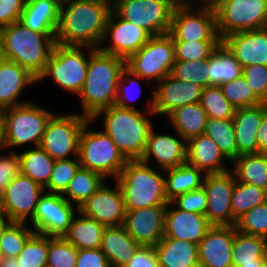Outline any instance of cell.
Instances as JSON below:
<instances>
[{
    "instance_id": "cell-1",
    "label": "cell",
    "mask_w": 267,
    "mask_h": 267,
    "mask_svg": "<svg viewBox=\"0 0 267 267\" xmlns=\"http://www.w3.org/2000/svg\"><path fill=\"white\" fill-rule=\"evenodd\" d=\"M111 12L110 7L95 0L62 1L56 43L98 49Z\"/></svg>"
},
{
    "instance_id": "cell-2",
    "label": "cell",
    "mask_w": 267,
    "mask_h": 267,
    "mask_svg": "<svg viewBox=\"0 0 267 267\" xmlns=\"http://www.w3.org/2000/svg\"><path fill=\"white\" fill-rule=\"evenodd\" d=\"M90 52L87 74L81 92L83 115L92 118L102 109L115 104L118 80L125 59L87 46Z\"/></svg>"
},
{
    "instance_id": "cell-3",
    "label": "cell",
    "mask_w": 267,
    "mask_h": 267,
    "mask_svg": "<svg viewBox=\"0 0 267 267\" xmlns=\"http://www.w3.org/2000/svg\"><path fill=\"white\" fill-rule=\"evenodd\" d=\"M0 30L5 60L18 63L38 79L56 44V33H38L19 21Z\"/></svg>"
},
{
    "instance_id": "cell-4",
    "label": "cell",
    "mask_w": 267,
    "mask_h": 267,
    "mask_svg": "<svg viewBox=\"0 0 267 267\" xmlns=\"http://www.w3.org/2000/svg\"><path fill=\"white\" fill-rule=\"evenodd\" d=\"M104 113V133L109 135L127 160H141L144 155L152 122L146 113L137 109H123L116 105L97 112L93 121Z\"/></svg>"
},
{
    "instance_id": "cell-5",
    "label": "cell",
    "mask_w": 267,
    "mask_h": 267,
    "mask_svg": "<svg viewBox=\"0 0 267 267\" xmlns=\"http://www.w3.org/2000/svg\"><path fill=\"white\" fill-rule=\"evenodd\" d=\"M115 181L123 192L126 210L169 203L165 178L141 160H128Z\"/></svg>"
},
{
    "instance_id": "cell-6",
    "label": "cell",
    "mask_w": 267,
    "mask_h": 267,
    "mask_svg": "<svg viewBox=\"0 0 267 267\" xmlns=\"http://www.w3.org/2000/svg\"><path fill=\"white\" fill-rule=\"evenodd\" d=\"M190 0H181L175 7L169 34L173 41H222L217 31L216 13L210 1L195 10Z\"/></svg>"
},
{
    "instance_id": "cell-7",
    "label": "cell",
    "mask_w": 267,
    "mask_h": 267,
    "mask_svg": "<svg viewBox=\"0 0 267 267\" xmlns=\"http://www.w3.org/2000/svg\"><path fill=\"white\" fill-rule=\"evenodd\" d=\"M90 122L92 121L85 124L80 135V165L101 174L104 178L114 176L116 179L128 160L109 135L103 131L88 130Z\"/></svg>"
},
{
    "instance_id": "cell-8",
    "label": "cell",
    "mask_w": 267,
    "mask_h": 267,
    "mask_svg": "<svg viewBox=\"0 0 267 267\" xmlns=\"http://www.w3.org/2000/svg\"><path fill=\"white\" fill-rule=\"evenodd\" d=\"M53 114L32 102L0 111L5 126L7 148L30 142H33L35 147L39 146Z\"/></svg>"
},
{
    "instance_id": "cell-9",
    "label": "cell",
    "mask_w": 267,
    "mask_h": 267,
    "mask_svg": "<svg viewBox=\"0 0 267 267\" xmlns=\"http://www.w3.org/2000/svg\"><path fill=\"white\" fill-rule=\"evenodd\" d=\"M220 38L267 27V0H211Z\"/></svg>"
},
{
    "instance_id": "cell-10",
    "label": "cell",
    "mask_w": 267,
    "mask_h": 267,
    "mask_svg": "<svg viewBox=\"0 0 267 267\" xmlns=\"http://www.w3.org/2000/svg\"><path fill=\"white\" fill-rule=\"evenodd\" d=\"M175 59L174 41L169 33L151 36L148 42L125 60L133 74L157 83L172 73Z\"/></svg>"
},
{
    "instance_id": "cell-11",
    "label": "cell",
    "mask_w": 267,
    "mask_h": 267,
    "mask_svg": "<svg viewBox=\"0 0 267 267\" xmlns=\"http://www.w3.org/2000/svg\"><path fill=\"white\" fill-rule=\"evenodd\" d=\"M87 46H65L55 44L44 72L37 81L52 77L57 85L79 94L84 85L90 53L84 56L81 49Z\"/></svg>"
},
{
    "instance_id": "cell-12",
    "label": "cell",
    "mask_w": 267,
    "mask_h": 267,
    "mask_svg": "<svg viewBox=\"0 0 267 267\" xmlns=\"http://www.w3.org/2000/svg\"><path fill=\"white\" fill-rule=\"evenodd\" d=\"M181 0H120L112 9L120 18L143 28L150 36L167 34Z\"/></svg>"
},
{
    "instance_id": "cell-13",
    "label": "cell",
    "mask_w": 267,
    "mask_h": 267,
    "mask_svg": "<svg viewBox=\"0 0 267 267\" xmlns=\"http://www.w3.org/2000/svg\"><path fill=\"white\" fill-rule=\"evenodd\" d=\"M91 119L82 114H53L45 128L39 146L55 161L70 159V154L79 156L81 132Z\"/></svg>"
},
{
    "instance_id": "cell-14",
    "label": "cell",
    "mask_w": 267,
    "mask_h": 267,
    "mask_svg": "<svg viewBox=\"0 0 267 267\" xmlns=\"http://www.w3.org/2000/svg\"><path fill=\"white\" fill-rule=\"evenodd\" d=\"M75 215L73 204L62 194L46 192L40 196L30 222L35 233L48 237H64Z\"/></svg>"
},
{
    "instance_id": "cell-15",
    "label": "cell",
    "mask_w": 267,
    "mask_h": 267,
    "mask_svg": "<svg viewBox=\"0 0 267 267\" xmlns=\"http://www.w3.org/2000/svg\"><path fill=\"white\" fill-rule=\"evenodd\" d=\"M146 115H169L174 110L200 102L203 87L176 78L172 73L157 83Z\"/></svg>"
},
{
    "instance_id": "cell-16",
    "label": "cell",
    "mask_w": 267,
    "mask_h": 267,
    "mask_svg": "<svg viewBox=\"0 0 267 267\" xmlns=\"http://www.w3.org/2000/svg\"><path fill=\"white\" fill-rule=\"evenodd\" d=\"M235 176L228 170L221 173L204 174L203 188L207 196L205 216L211 225L235 226L231 210L232 191Z\"/></svg>"
},
{
    "instance_id": "cell-17",
    "label": "cell",
    "mask_w": 267,
    "mask_h": 267,
    "mask_svg": "<svg viewBox=\"0 0 267 267\" xmlns=\"http://www.w3.org/2000/svg\"><path fill=\"white\" fill-rule=\"evenodd\" d=\"M44 188L31 178L16 176L1 195L2 210L13 222H26L33 218Z\"/></svg>"
},
{
    "instance_id": "cell-18",
    "label": "cell",
    "mask_w": 267,
    "mask_h": 267,
    "mask_svg": "<svg viewBox=\"0 0 267 267\" xmlns=\"http://www.w3.org/2000/svg\"><path fill=\"white\" fill-rule=\"evenodd\" d=\"M107 36L111 37L112 43L109 46H103V41ZM150 37L143 28L120 18L112 10L107 21L102 43L98 49L103 53L119 56L126 60L130 55L138 52Z\"/></svg>"
},
{
    "instance_id": "cell-19",
    "label": "cell",
    "mask_w": 267,
    "mask_h": 267,
    "mask_svg": "<svg viewBox=\"0 0 267 267\" xmlns=\"http://www.w3.org/2000/svg\"><path fill=\"white\" fill-rule=\"evenodd\" d=\"M115 189L105 186L99 189L79 208L84 216L97 220L106 227L122 226L125 221L126 208L124 195L120 185L116 182Z\"/></svg>"
},
{
    "instance_id": "cell-20",
    "label": "cell",
    "mask_w": 267,
    "mask_h": 267,
    "mask_svg": "<svg viewBox=\"0 0 267 267\" xmlns=\"http://www.w3.org/2000/svg\"><path fill=\"white\" fill-rule=\"evenodd\" d=\"M167 205L126 210L123 226L128 234L142 246H155L164 236Z\"/></svg>"
},
{
    "instance_id": "cell-21",
    "label": "cell",
    "mask_w": 267,
    "mask_h": 267,
    "mask_svg": "<svg viewBox=\"0 0 267 267\" xmlns=\"http://www.w3.org/2000/svg\"><path fill=\"white\" fill-rule=\"evenodd\" d=\"M235 226L212 225L198 243L199 267H233Z\"/></svg>"
},
{
    "instance_id": "cell-22",
    "label": "cell",
    "mask_w": 267,
    "mask_h": 267,
    "mask_svg": "<svg viewBox=\"0 0 267 267\" xmlns=\"http://www.w3.org/2000/svg\"><path fill=\"white\" fill-rule=\"evenodd\" d=\"M222 44L242 68L250 65L267 66V28L229 34L222 38Z\"/></svg>"
},
{
    "instance_id": "cell-23",
    "label": "cell",
    "mask_w": 267,
    "mask_h": 267,
    "mask_svg": "<svg viewBox=\"0 0 267 267\" xmlns=\"http://www.w3.org/2000/svg\"><path fill=\"white\" fill-rule=\"evenodd\" d=\"M167 204L165 213L164 237L186 240L198 244L212 226L205 215L188 212L177 207L169 210Z\"/></svg>"
},
{
    "instance_id": "cell-24",
    "label": "cell",
    "mask_w": 267,
    "mask_h": 267,
    "mask_svg": "<svg viewBox=\"0 0 267 267\" xmlns=\"http://www.w3.org/2000/svg\"><path fill=\"white\" fill-rule=\"evenodd\" d=\"M180 138L182 140L171 135L154 133L152 128L141 161L149 164L151 157H154L162 172L186 163L187 141Z\"/></svg>"
},
{
    "instance_id": "cell-25",
    "label": "cell",
    "mask_w": 267,
    "mask_h": 267,
    "mask_svg": "<svg viewBox=\"0 0 267 267\" xmlns=\"http://www.w3.org/2000/svg\"><path fill=\"white\" fill-rule=\"evenodd\" d=\"M267 103L256 106L238 108L233 117L238 157L245 154H257V132L260 127Z\"/></svg>"
},
{
    "instance_id": "cell-26",
    "label": "cell",
    "mask_w": 267,
    "mask_h": 267,
    "mask_svg": "<svg viewBox=\"0 0 267 267\" xmlns=\"http://www.w3.org/2000/svg\"><path fill=\"white\" fill-rule=\"evenodd\" d=\"M37 78L18 63L4 60L0 63V111L20 106L29 101H19L23 89L33 85Z\"/></svg>"
},
{
    "instance_id": "cell-27",
    "label": "cell",
    "mask_w": 267,
    "mask_h": 267,
    "mask_svg": "<svg viewBox=\"0 0 267 267\" xmlns=\"http://www.w3.org/2000/svg\"><path fill=\"white\" fill-rule=\"evenodd\" d=\"M228 159L213 139L201 134L187 141V163L206 173L228 171L224 161Z\"/></svg>"
},
{
    "instance_id": "cell-28",
    "label": "cell",
    "mask_w": 267,
    "mask_h": 267,
    "mask_svg": "<svg viewBox=\"0 0 267 267\" xmlns=\"http://www.w3.org/2000/svg\"><path fill=\"white\" fill-rule=\"evenodd\" d=\"M60 0H29L19 22L38 33H56L60 17Z\"/></svg>"
},
{
    "instance_id": "cell-29",
    "label": "cell",
    "mask_w": 267,
    "mask_h": 267,
    "mask_svg": "<svg viewBox=\"0 0 267 267\" xmlns=\"http://www.w3.org/2000/svg\"><path fill=\"white\" fill-rule=\"evenodd\" d=\"M154 248L160 267H199L198 244L163 236Z\"/></svg>"
},
{
    "instance_id": "cell-30",
    "label": "cell",
    "mask_w": 267,
    "mask_h": 267,
    "mask_svg": "<svg viewBox=\"0 0 267 267\" xmlns=\"http://www.w3.org/2000/svg\"><path fill=\"white\" fill-rule=\"evenodd\" d=\"M139 246L122 225L104 229L100 249L111 267H124Z\"/></svg>"
},
{
    "instance_id": "cell-31",
    "label": "cell",
    "mask_w": 267,
    "mask_h": 267,
    "mask_svg": "<svg viewBox=\"0 0 267 267\" xmlns=\"http://www.w3.org/2000/svg\"><path fill=\"white\" fill-rule=\"evenodd\" d=\"M207 86H220L242 75V66L229 50L221 43L207 59L204 70Z\"/></svg>"
},
{
    "instance_id": "cell-32",
    "label": "cell",
    "mask_w": 267,
    "mask_h": 267,
    "mask_svg": "<svg viewBox=\"0 0 267 267\" xmlns=\"http://www.w3.org/2000/svg\"><path fill=\"white\" fill-rule=\"evenodd\" d=\"M167 117L170 120L167 124L171 123L177 135L186 141L203 134L208 119L207 113L199 102L182 106Z\"/></svg>"
},
{
    "instance_id": "cell-33",
    "label": "cell",
    "mask_w": 267,
    "mask_h": 267,
    "mask_svg": "<svg viewBox=\"0 0 267 267\" xmlns=\"http://www.w3.org/2000/svg\"><path fill=\"white\" fill-rule=\"evenodd\" d=\"M167 173L165 178V193L168 202L186 192L202 187L204 172L189 163L164 170ZM203 173V177L202 174Z\"/></svg>"
},
{
    "instance_id": "cell-34",
    "label": "cell",
    "mask_w": 267,
    "mask_h": 267,
    "mask_svg": "<svg viewBox=\"0 0 267 267\" xmlns=\"http://www.w3.org/2000/svg\"><path fill=\"white\" fill-rule=\"evenodd\" d=\"M77 212L81 217L74 216L64 238L78 250L100 248L106 226L95 219L84 216L79 211Z\"/></svg>"
},
{
    "instance_id": "cell-35",
    "label": "cell",
    "mask_w": 267,
    "mask_h": 267,
    "mask_svg": "<svg viewBox=\"0 0 267 267\" xmlns=\"http://www.w3.org/2000/svg\"><path fill=\"white\" fill-rule=\"evenodd\" d=\"M231 163L237 181L267 190V154L240 155Z\"/></svg>"
},
{
    "instance_id": "cell-36",
    "label": "cell",
    "mask_w": 267,
    "mask_h": 267,
    "mask_svg": "<svg viewBox=\"0 0 267 267\" xmlns=\"http://www.w3.org/2000/svg\"><path fill=\"white\" fill-rule=\"evenodd\" d=\"M21 174L45 188L48 185L55 160L40 146L18 153Z\"/></svg>"
},
{
    "instance_id": "cell-37",
    "label": "cell",
    "mask_w": 267,
    "mask_h": 267,
    "mask_svg": "<svg viewBox=\"0 0 267 267\" xmlns=\"http://www.w3.org/2000/svg\"><path fill=\"white\" fill-rule=\"evenodd\" d=\"M104 179L101 174L80 166L62 195L69 203L74 202L78 211V208L104 183Z\"/></svg>"
},
{
    "instance_id": "cell-38",
    "label": "cell",
    "mask_w": 267,
    "mask_h": 267,
    "mask_svg": "<svg viewBox=\"0 0 267 267\" xmlns=\"http://www.w3.org/2000/svg\"><path fill=\"white\" fill-rule=\"evenodd\" d=\"M204 134L213 139L229 163L238 157L233 119L208 118Z\"/></svg>"
},
{
    "instance_id": "cell-39",
    "label": "cell",
    "mask_w": 267,
    "mask_h": 267,
    "mask_svg": "<svg viewBox=\"0 0 267 267\" xmlns=\"http://www.w3.org/2000/svg\"><path fill=\"white\" fill-rule=\"evenodd\" d=\"M266 201L267 190L235 180L231 199V210L235 220Z\"/></svg>"
},
{
    "instance_id": "cell-40",
    "label": "cell",
    "mask_w": 267,
    "mask_h": 267,
    "mask_svg": "<svg viewBox=\"0 0 267 267\" xmlns=\"http://www.w3.org/2000/svg\"><path fill=\"white\" fill-rule=\"evenodd\" d=\"M263 243L264 237L247 235L236 230L232 248L233 267L262 260Z\"/></svg>"
},
{
    "instance_id": "cell-41",
    "label": "cell",
    "mask_w": 267,
    "mask_h": 267,
    "mask_svg": "<svg viewBox=\"0 0 267 267\" xmlns=\"http://www.w3.org/2000/svg\"><path fill=\"white\" fill-rule=\"evenodd\" d=\"M200 105L207 113L208 118L233 119L236 109L223 95L220 86L203 88Z\"/></svg>"
},
{
    "instance_id": "cell-42",
    "label": "cell",
    "mask_w": 267,
    "mask_h": 267,
    "mask_svg": "<svg viewBox=\"0 0 267 267\" xmlns=\"http://www.w3.org/2000/svg\"><path fill=\"white\" fill-rule=\"evenodd\" d=\"M48 236L34 233L16 257L19 267H47Z\"/></svg>"
},
{
    "instance_id": "cell-43",
    "label": "cell",
    "mask_w": 267,
    "mask_h": 267,
    "mask_svg": "<svg viewBox=\"0 0 267 267\" xmlns=\"http://www.w3.org/2000/svg\"><path fill=\"white\" fill-rule=\"evenodd\" d=\"M25 222H12L0 239V256L17 257L27 240L35 233L32 228L25 227Z\"/></svg>"
},
{
    "instance_id": "cell-44",
    "label": "cell",
    "mask_w": 267,
    "mask_h": 267,
    "mask_svg": "<svg viewBox=\"0 0 267 267\" xmlns=\"http://www.w3.org/2000/svg\"><path fill=\"white\" fill-rule=\"evenodd\" d=\"M223 95L235 109L256 106L264 103L241 75L233 81L220 85Z\"/></svg>"
},
{
    "instance_id": "cell-45",
    "label": "cell",
    "mask_w": 267,
    "mask_h": 267,
    "mask_svg": "<svg viewBox=\"0 0 267 267\" xmlns=\"http://www.w3.org/2000/svg\"><path fill=\"white\" fill-rule=\"evenodd\" d=\"M78 249L64 237H48L47 267H76Z\"/></svg>"
},
{
    "instance_id": "cell-46",
    "label": "cell",
    "mask_w": 267,
    "mask_h": 267,
    "mask_svg": "<svg viewBox=\"0 0 267 267\" xmlns=\"http://www.w3.org/2000/svg\"><path fill=\"white\" fill-rule=\"evenodd\" d=\"M222 41H174L176 61H204L219 47Z\"/></svg>"
},
{
    "instance_id": "cell-47",
    "label": "cell",
    "mask_w": 267,
    "mask_h": 267,
    "mask_svg": "<svg viewBox=\"0 0 267 267\" xmlns=\"http://www.w3.org/2000/svg\"><path fill=\"white\" fill-rule=\"evenodd\" d=\"M235 227L241 233L267 238V201L239 217Z\"/></svg>"
},
{
    "instance_id": "cell-48",
    "label": "cell",
    "mask_w": 267,
    "mask_h": 267,
    "mask_svg": "<svg viewBox=\"0 0 267 267\" xmlns=\"http://www.w3.org/2000/svg\"><path fill=\"white\" fill-rule=\"evenodd\" d=\"M80 166L79 157H76L75 160H56L48 185L44 190L63 194Z\"/></svg>"
},
{
    "instance_id": "cell-49",
    "label": "cell",
    "mask_w": 267,
    "mask_h": 267,
    "mask_svg": "<svg viewBox=\"0 0 267 267\" xmlns=\"http://www.w3.org/2000/svg\"><path fill=\"white\" fill-rule=\"evenodd\" d=\"M207 66V60L204 61H176L172 74L183 81L195 83L206 88V75L204 70Z\"/></svg>"
},
{
    "instance_id": "cell-50",
    "label": "cell",
    "mask_w": 267,
    "mask_h": 267,
    "mask_svg": "<svg viewBox=\"0 0 267 267\" xmlns=\"http://www.w3.org/2000/svg\"><path fill=\"white\" fill-rule=\"evenodd\" d=\"M242 76L253 92L267 103V66L250 65L242 68Z\"/></svg>"
},
{
    "instance_id": "cell-51",
    "label": "cell",
    "mask_w": 267,
    "mask_h": 267,
    "mask_svg": "<svg viewBox=\"0 0 267 267\" xmlns=\"http://www.w3.org/2000/svg\"><path fill=\"white\" fill-rule=\"evenodd\" d=\"M171 202L183 211L205 215L207 210V196L203 186L179 195Z\"/></svg>"
},
{
    "instance_id": "cell-52",
    "label": "cell",
    "mask_w": 267,
    "mask_h": 267,
    "mask_svg": "<svg viewBox=\"0 0 267 267\" xmlns=\"http://www.w3.org/2000/svg\"><path fill=\"white\" fill-rule=\"evenodd\" d=\"M141 79H143V78L133 74L132 72H130V70H128L125 67L121 71V75H120L119 80H118L117 97H116V101H115L114 105H116L120 108H123V109H136L131 104H128L129 101H133L136 99L134 95L131 96V93L129 94V92H130L129 89L131 87H133L134 85H139V82L137 80H141ZM126 83H127V85L129 84V86H128L129 89L126 86ZM131 92H132V90H131ZM138 94H140V93H138Z\"/></svg>"
},
{
    "instance_id": "cell-53",
    "label": "cell",
    "mask_w": 267,
    "mask_h": 267,
    "mask_svg": "<svg viewBox=\"0 0 267 267\" xmlns=\"http://www.w3.org/2000/svg\"><path fill=\"white\" fill-rule=\"evenodd\" d=\"M7 156L0 155V195L12 180L21 173L19 154L13 151Z\"/></svg>"
},
{
    "instance_id": "cell-54",
    "label": "cell",
    "mask_w": 267,
    "mask_h": 267,
    "mask_svg": "<svg viewBox=\"0 0 267 267\" xmlns=\"http://www.w3.org/2000/svg\"><path fill=\"white\" fill-rule=\"evenodd\" d=\"M25 0H0V29L19 21Z\"/></svg>"
},
{
    "instance_id": "cell-55",
    "label": "cell",
    "mask_w": 267,
    "mask_h": 267,
    "mask_svg": "<svg viewBox=\"0 0 267 267\" xmlns=\"http://www.w3.org/2000/svg\"><path fill=\"white\" fill-rule=\"evenodd\" d=\"M76 267H111L100 248L79 249Z\"/></svg>"
},
{
    "instance_id": "cell-56",
    "label": "cell",
    "mask_w": 267,
    "mask_h": 267,
    "mask_svg": "<svg viewBox=\"0 0 267 267\" xmlns=\"http://www.w3.org/2000/svg\"><path fill=\"white\" fill-rule=\"evenodd\" d=\"M124 267H160L154 246L140 245Z\"/></svg>"
},
{
    "instance_id": "cell-57",
    "label": "cell",
    "mask_w": 267,
    "mask_h": 267,
    "mask_svg": "<svg viewBox=\"0 0 267 267\" xmlns=\"http://www.w3.org/2000/svg\"><path fill=\"white\" fill-rule=\"evenodd\" d=\"M258 153L267 154V110L264 112L257 132Z\"/></svg>"
},
{
    "instance_id": "cell-58",
    "label": "cell",
    "mask_w": 267,
    "mask_h": 267,
    "mask_svg": "<svg viewBox=\"0 0 267 267\" xmlns=\"http://www.w3.org/2000/svg\"><path fill=\"white\" fill-rule=\"evenodd\" d=\"M0 267H19L17 258L0 256Z\"/></svg>"
},
{
    "instance_id": "cell-59",
    "label": "cell",
    "mask_w": 267,
    "mask_h": 267,
    "mask_svg": "<svg viewBox=\"0 0 267 267\" xmlns=\"http://www.w3.org/2000/svg\"><path fill=\"white\" fill-rule=\"evenodd\" d=\"M12 222L13 221L3 211L0 213V239L3 236V233L6 230V228Z\"/></svg>"
},
{
    "instance_id": "cell-60",
    "label": "cell",
    "mask_w": 267,
    "mask_h": 267,
    "mask_svg": "<svg viewBox=\"0 0 267 267\" xmlns=\"http://www.w3.org/2000/svg\"><path fill=\"white\" fill-rule=\"evenodd\" d=\"M7 149L6 137H5V126L2 117L0 116V151Z\"/></svg>"
},
{
    "instance_id": "cell-61",
    "label": "cell",
    "mask_w": 267,
    "mask_h": 267,
    "mask_svg": "<svg viewBox=\"0 0 267 267\" xmlns=\"http://www.w3.org/2000/svg\"><path fill=\"white\" fill-rule=\"evenodd\" d=\"M240 267H265L263 260H255V263L242 264Z\"/></svg>"
},
{
    "instance_id": "cell-62",
    "label": "cell",
    "mask_w": 267,
    "mask_h": 267,
    "mask_svg": "<svg viewBox=\"0 0 267 267\" xmlns=\"http://www.w3.org/2000/svg\"><path fill=\"white\" fill-rule=\"evenodd\" d=\"M95 1H97L99 3H103V4L107 5L108 7H110L111 9H113L120 0H95Z\"/></svg>"
},
{
    "instance_id": "cell-63",
    "label": "cell",
    "mask_w": 267,
    "mask_h": 267,
    "mask_svg": "<svg viewBox=\"0 0 267 267\" xmlns=\"http://www.w3.org/2000/svg\"><path fill=\"white\" fill-rule=\"evenodd\" d=\"M262 260L265 263V267H267V238H264Z\"/></svg>"
},
{
    "instance_id": "cell-64",
    "label": "cell",
    "mask_w": 267,
    "mask_h": 267,
    "mask_svg": "<svg viewBox=\"0 0 267 267\" xmlns=\"http://www.w3.org/2000/svg\"><path fill=\"white\" fill-rule=\"evenodd\" d=\"M5 60L4 57V49H3V39H2V33L0 30V63Z\"/></svg>"
},
{
    "instance_id": "cell-65",
    "label": "cell",
    "mask_w": 267,
    "mask_h": 267,
    "mask_svg": "<svg viewBox=\"0 0 267 267\" xmlns=\"http://www.w3.org/2000/svg\"><path fill=\"white\" fill-rule=\"evenodd\" d=\"M2 199H1V195H0V213L2 212Z\"/></svg>"
}]
</instances>
